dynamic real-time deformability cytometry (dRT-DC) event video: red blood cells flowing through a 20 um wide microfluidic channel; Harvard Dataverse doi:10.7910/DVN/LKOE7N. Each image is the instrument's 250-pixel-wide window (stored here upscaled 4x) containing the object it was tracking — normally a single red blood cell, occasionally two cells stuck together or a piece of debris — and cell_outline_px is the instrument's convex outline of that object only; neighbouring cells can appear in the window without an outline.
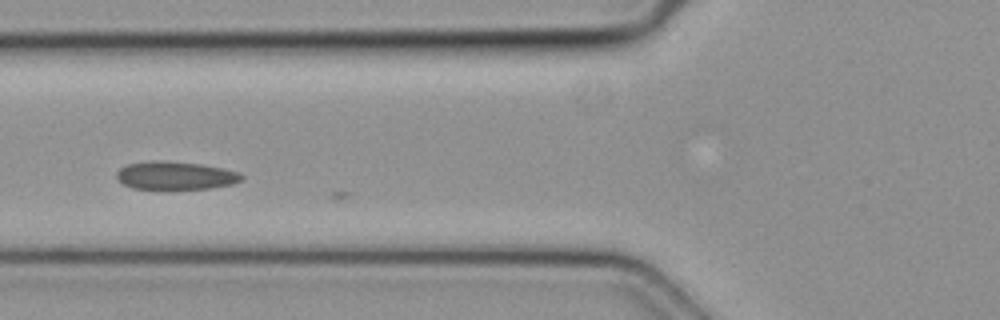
{"species": "common noctule bat (a hibernating species)", "species_latin": "Nyctalus noctula", "temperature_condition": "cold", "stored_images_in_passage": 14, "camera_frame_rate_fps": 3000, "um_per_image_px": 0.085, "animal": {"sex": "female", "body_mass_g": 19.3, "forearm_length_mm": 54.1}, "frame": {"image": 1, "passage_image": 13, "time_ms": 4.0, "image_size_px": [1000, 320], "cell_outline_px": [[244, 180], [232, 184], [212, 188], [164, 192], [132, 188], [124, 184], [116, 176], [116, 172], [120, 168], [128, 164], [152, 160], [160, 160], [200, 164], [224, 168], [240, 172], [244, 176]], "centroid_in_image_um": [14.93, 14.97], "position_along_channel_um": 110.9, "area_um2": 21.5}}